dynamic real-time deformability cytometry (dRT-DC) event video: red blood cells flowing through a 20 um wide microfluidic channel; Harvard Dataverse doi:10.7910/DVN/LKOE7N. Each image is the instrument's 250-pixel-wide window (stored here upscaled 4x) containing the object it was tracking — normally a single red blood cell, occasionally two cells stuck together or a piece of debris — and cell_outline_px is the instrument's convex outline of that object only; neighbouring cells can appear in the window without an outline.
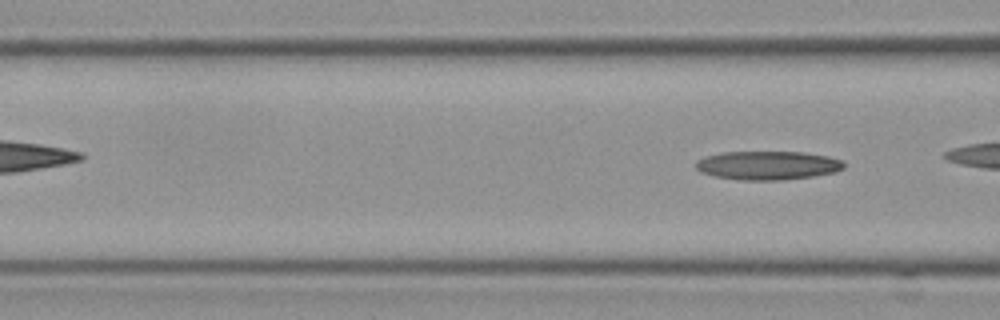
{"species": "Egyptian fruit bat (a non-hibernating species)", "species_latin": "Rousettus aegyptiacus", "temperature_condition": "cold", "stored_images_in_passage": 5, "camera_frame_rate_fps": 3000, "um_per_image_px": 0.085, "frame": {"image": 1, "passage_image": 5, "time_ms": 1.333, "image_size_px": [1000, 320], "cell_outline_px": [[844, 168], [836, 172], [812, 176], [784, 180], [740, 180], [716, 176], [700, 172], [696, 168], [696, 160], [704, 156], [720, 152], [804, 152], [828, 156], [844, 160]], "centroid_in_image_um": [65.26, 14.05], "position_along_channel_um": 101.3, "area_um2": 24.97}}